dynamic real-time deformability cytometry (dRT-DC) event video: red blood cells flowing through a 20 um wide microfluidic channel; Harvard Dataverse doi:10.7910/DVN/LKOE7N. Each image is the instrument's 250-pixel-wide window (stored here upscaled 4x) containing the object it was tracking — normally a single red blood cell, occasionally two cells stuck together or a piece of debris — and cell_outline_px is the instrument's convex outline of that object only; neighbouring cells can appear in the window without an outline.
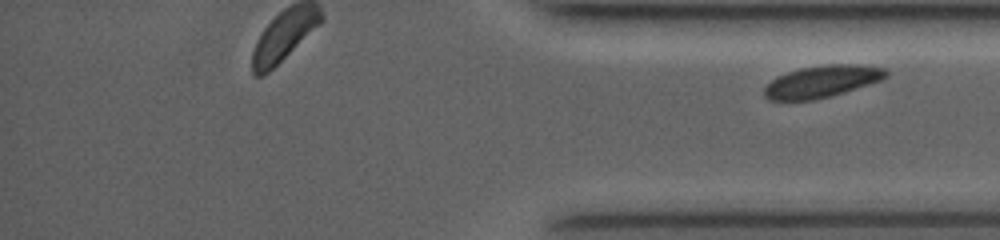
{"species": "common noctule bat (a hibernating species)", "species_latin": "Nyctalus noctula", "temperature_condition": "room temperature", "stored_images_in_passage": 35, "segment_of_instrument_passage": [2, 2], "camera_frame_rate_fps": 4000, "um_per_image_px": 0.085, "animal": {"sex": "female", "body_mass_g": 19.0, "forearm_length_mm": 53.3}, "frame": {"image": 1, "passage_image": 35, "time_ms": 10.0, "image_size_px": [1000, 240], "cell_outline_px": [[888, 76], [880, 80], [844, 92], [812, 100], [768, 100], [764, 96], [764, 88], [776, 76], [800, 68], [828, 64], [856, 64], [884, 68], [888, 72]], "centroid_in_image_um": [69.84, 6.92], "position_along_channel_um": 365.4, "area_um2": 22.43}}